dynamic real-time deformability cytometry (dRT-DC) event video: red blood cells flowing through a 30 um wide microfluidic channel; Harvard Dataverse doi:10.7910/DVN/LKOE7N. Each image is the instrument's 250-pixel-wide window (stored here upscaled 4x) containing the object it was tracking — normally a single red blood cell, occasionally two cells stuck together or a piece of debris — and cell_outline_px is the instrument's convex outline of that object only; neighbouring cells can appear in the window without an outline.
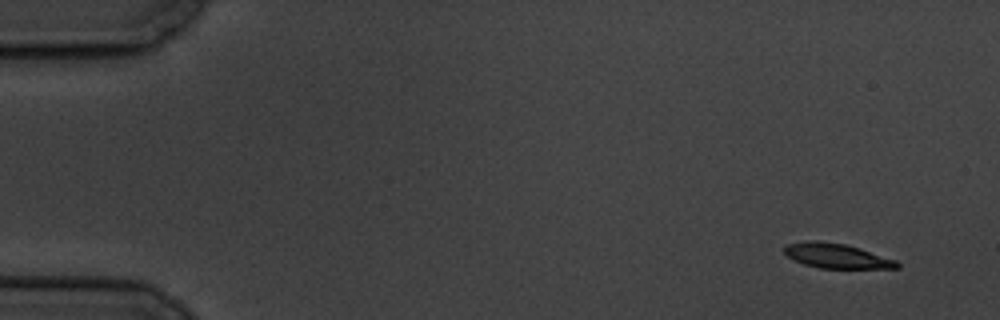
{"species": "common noctule bat (a hibernating species)", "species_latin": "Nyctalus noctula", "temperature_condition": "cold", "stored_images_in_passage": 5, "camera_frame_rate_fps": 3000, "um_per_image_px": 0.085, "animal": {"sex": "male", "body_mass_g": 19.5, "forearm_length_mm": 54.6}, "frame": {"image": 1, "passage_image": 1, "time_ms": 0.0, "image_size_px": [1000, 320], "cell_outline_px": [[900, 268], [820, 268], [804, 264], [788, 256], [784, 252], [784, 244], [808, 240], [816, 240], [844, 244], [860, 248], [896, 260], [900, 264]], "centroid_in_image_um": [71.1, 21.74], "position_along_channel_um": 13.9, "area_um2": 16.18}}
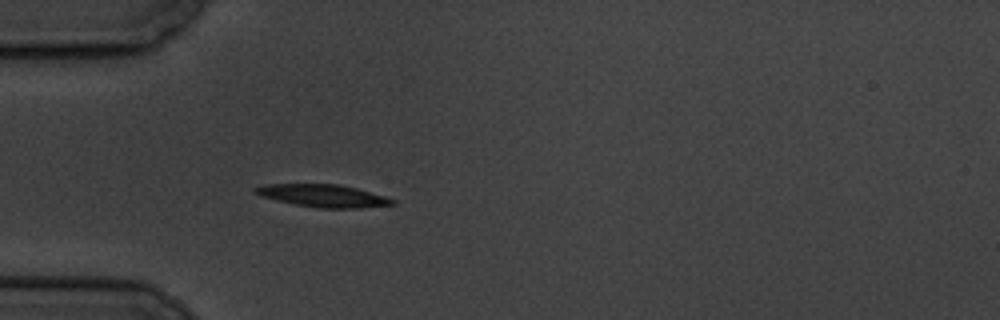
{"frame": {"image": 2, "passage_image": 5, "time_ms": 4.667, "image_size_px": [1000, 320], "cell_outline_px": [[396, 204], [360, 208], [320, 208], [296, 204], [276, 200], [260, 196], [252, 192], [252, 188], [264, 184], [336, 184], [356, 188], [384, 196], [396, 200]], "centroid_in_image_um": [27.43, 16.63], "position_along_channel_um": 57.6, "area_um2": 17.98}}